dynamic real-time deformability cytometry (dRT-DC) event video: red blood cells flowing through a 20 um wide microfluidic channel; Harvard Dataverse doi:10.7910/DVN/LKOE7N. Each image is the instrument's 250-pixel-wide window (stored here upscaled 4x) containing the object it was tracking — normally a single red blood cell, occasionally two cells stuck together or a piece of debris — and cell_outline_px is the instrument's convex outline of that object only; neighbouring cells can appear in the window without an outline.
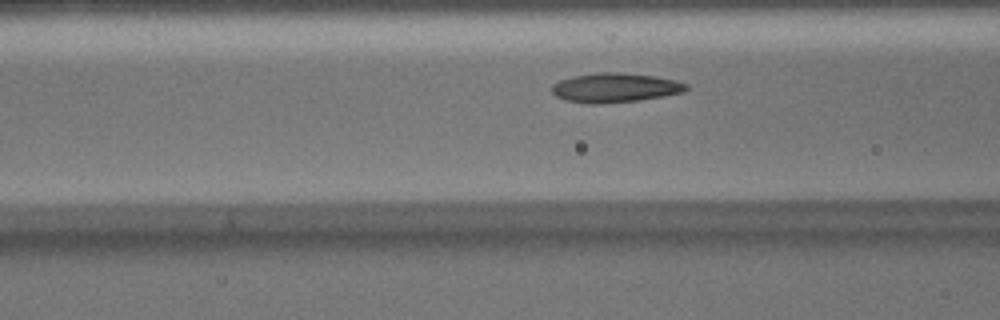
{"species": "Egyptian fruit bat (a non-hibernating species)", "species_latin": "Rousettus aegyptiacus", "temperature_condition": "warm", "stored_images_in_passage": 35, "camera_frame_rate_fps": 3000, "um_per_image_px": 0.085, "animal": {"sex": "male"}, "frame": {"image": 1, "passage_image": 13, "time_ms": 4.0, "image_size_px": [1000, 320], "cell_outline_px": [[688, 88], [684, 92], [640, 100], [604, 104], [592, 104], [564, 100], [556, 96], [552, 92], [552, 84], [560, 80], [572, 76], [596, 72], [620, 72], [656, 76], [676, 80], [688, 84]], "centroid_in_image_um": [52.28, 7.45], "position_along_channel_um": 114.3, "area_um2": 23.24}}
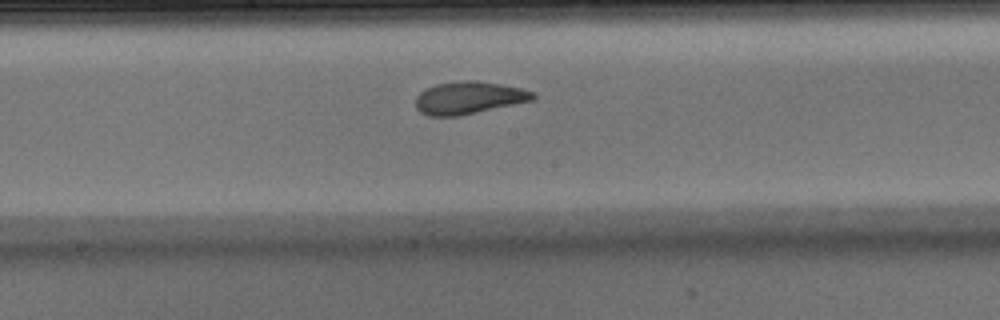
{"frame": {"image": 2, "passage_image": 20, "time_ms": 6.333, "image_size_px": [1000, 320], "cell_outline_px": [[536, 96], [532, 100], [460, 116], [428, 116], [420, 112], [416, 108], [416, 96], [424, 88], [436, 84], [464, 80], [476, 80], [520, 88], [532, 92]], "centroid_in_image_um": [39.78, 8.31], "position_along_channel_um": 208.4, "area_um2": 22.08}}
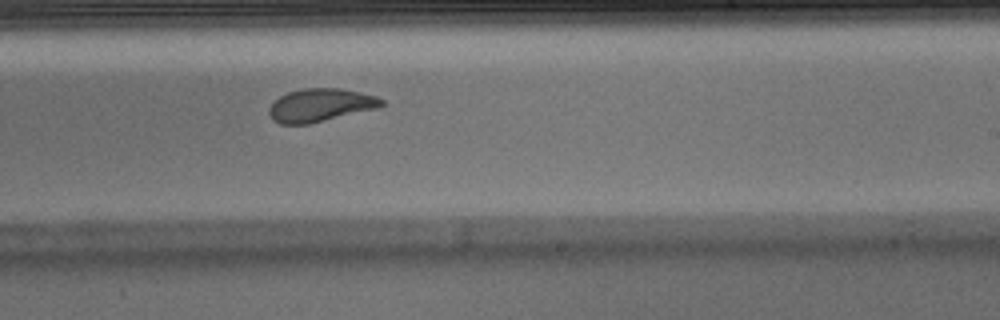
{"frame": {"image": 3, "passage_image": 24, "time_ms": 7.667, "image_size_px": [1000, 320], "cell_outline_px": [[384, 104], [380, 108], [308, 124], [280, 124], [272, 120], [268, 112], [268, 108], [280, 96], [288, 92], [304, 88], [340, 88], [360, 92], [376, 96], [384, 100]], "centroid_in_image_um": [27.25, 8.94], "position_along_channel_um": 261.7, "area_um2": 21.79}}